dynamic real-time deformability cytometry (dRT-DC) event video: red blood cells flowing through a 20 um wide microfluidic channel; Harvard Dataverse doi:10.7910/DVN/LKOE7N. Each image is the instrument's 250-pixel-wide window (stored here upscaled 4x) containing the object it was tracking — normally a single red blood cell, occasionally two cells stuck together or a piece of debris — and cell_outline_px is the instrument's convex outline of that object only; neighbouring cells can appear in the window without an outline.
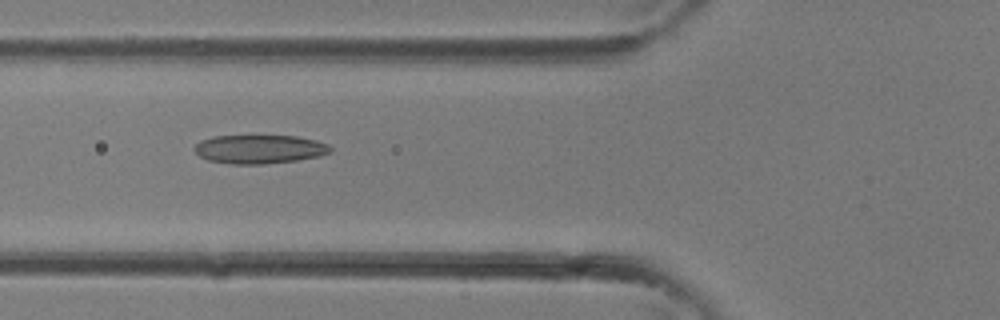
{"species": "common noctule bat (a hibernating species)", "species_latin": "Nyctalus noctula", "temperature_condition": "room temperature", "stored_images_in_passage": 34, "camera_frame_rate_fps": 3000, "um_per_image_px": 0.085, "animal": {"sex": "female"}, "frame": {"image": 1, "passage_image": 13, "time_ms": 4.0, "image_size_px": [1000, 320], "cell_outline_px": [[332, 152], [320, 156], [296, 160], [264, 164], [232, 164], [208, 160], [200, 156], [196, 152], [196, 144], [200, 140], [212, 136], [296, 136], [316, 140], [328, 144], [332, 148]], "centroid_in_image_um": [22.08, 12.68], "position_along_channel_um": 103.7, "area_um2": 22.72}}
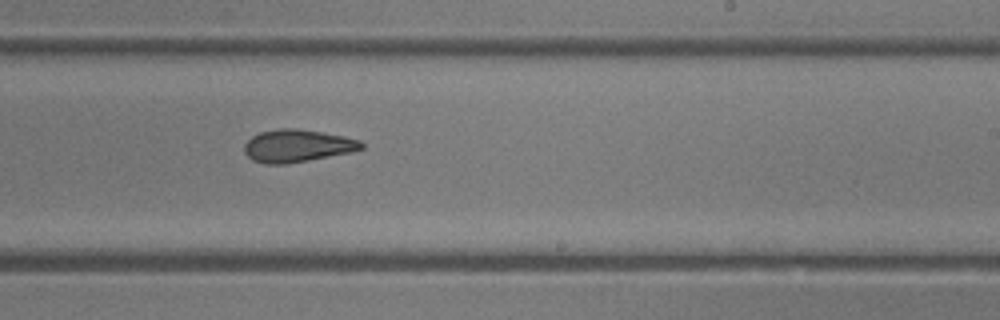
{"frame": {"image": 2, "passage_image": 21, "time_ms": 6.667, "image_size_px": [1000, 320], "cell_outline_px": [[364, 148], [352, 152], [288, 164], [264, 164], [252, 160], [244, 152], [244, 144], [252, 136], [260, 132], [280, 128], [296, 128], [344, 136], [360, 140], [364, 144]], "centroid_in_image_um": [25.26, 12.4], "position_along_channel_um": 263.7, "area_um2": 22.31}}
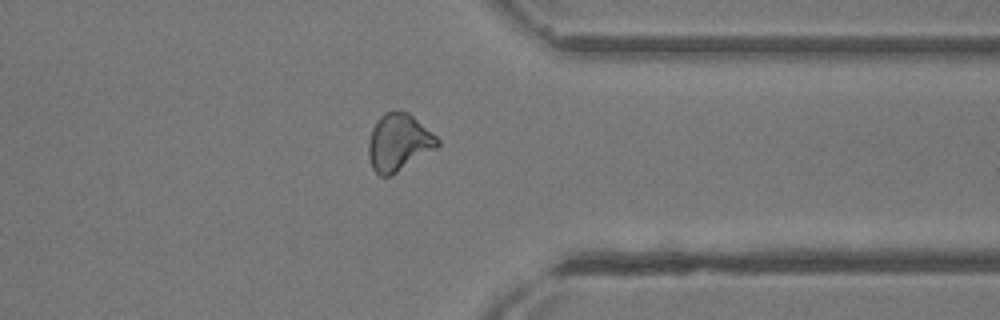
{"frame": {"image": 3, "passage_image": 27, "time_ms": 8.667, "image_size_px": [1000, 320], "cell_outline_px": [[440, 144], [436, 148], [392, 176], [380, 176], [372, 168], [368, 156], [368, 140], [372, 128], [376, 120], [384, 112], [408, 112], [436, 136], [440, 140]], "centroid_in_image_um": [33.86, 12.13], "position_along_channel_um": 377.5, "area_um2": 22.95}}